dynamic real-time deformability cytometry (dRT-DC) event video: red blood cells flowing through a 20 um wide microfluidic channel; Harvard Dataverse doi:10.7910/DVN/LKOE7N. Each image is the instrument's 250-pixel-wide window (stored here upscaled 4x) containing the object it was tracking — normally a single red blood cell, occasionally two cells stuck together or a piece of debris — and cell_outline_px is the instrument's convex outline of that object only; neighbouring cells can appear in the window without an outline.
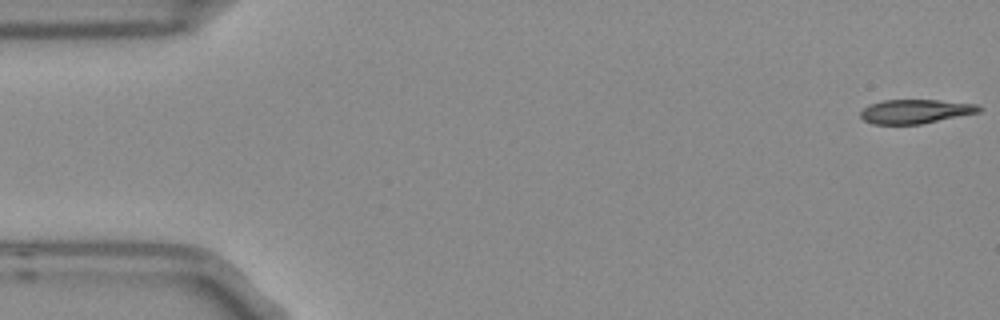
{"species": "Egyptian fruit bat (a non-hibernating species)", "species_latin": "Rousettus aegyptiacus", "temperature_condition": "room temperature", "stored_images_in_passage": 5, "segment_of_instrument_passage": [1, 2], "camera_frame_rate_fps": 3000, "um_per_image_px": 0.085, "frame": {"image": 1, "passage_image": 1, "time_ms": 0.0, "image_size_px": [1000, 320], "cell_outline_px": [[984, 108], [980, 112], [920, 124], [872, 124], [864, 120], [860, 116], [860, 112], [868, 104], [884, 100], [936, 100], [980, 104]], "centroid_in_image_um": [77.83, 9.46], "position_along_channel_um": 7.2, "area_um2": 16.7}}
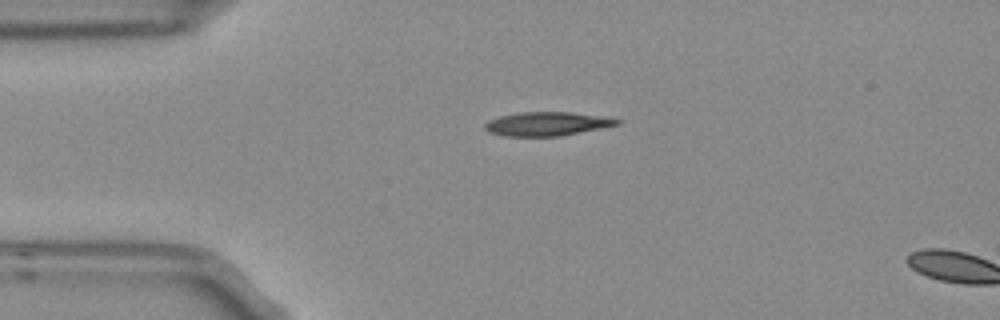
{"frame": {"image": 2, "passage_image": 4, "time_ms": 1.0, "image_size_px": [1000, 320], "cell_outline_px": [[624, 120], [620, 124], [560, 136], [504, 136], [488, 132], [484, 128], [484, 124], [488, 120], [500, 116], [520, 112], [568, 112], [604, 116]], "centroid_in_image_um": [46.49, 10.52], "position_along_channel_um": 38.5, "area_um2": 18.38}}